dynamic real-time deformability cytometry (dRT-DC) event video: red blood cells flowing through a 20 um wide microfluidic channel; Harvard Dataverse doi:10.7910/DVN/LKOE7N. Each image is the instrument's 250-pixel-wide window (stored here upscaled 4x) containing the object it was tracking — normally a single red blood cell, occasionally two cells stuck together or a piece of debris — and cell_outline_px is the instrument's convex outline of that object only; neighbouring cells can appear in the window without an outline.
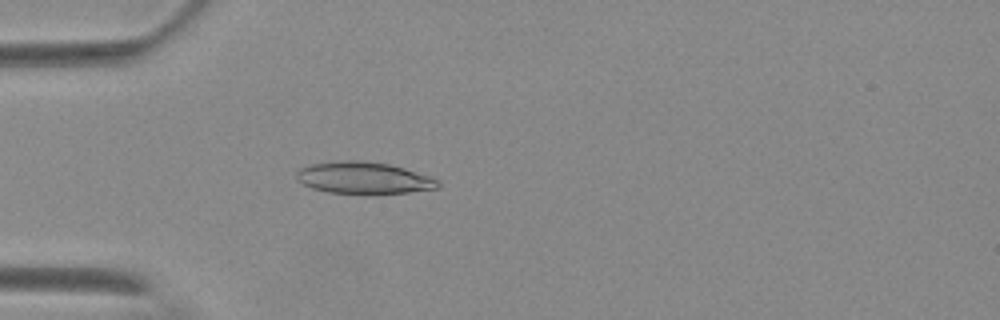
{"species": "Egyptian fruit bat (a non-hibernating species)", "species_latin": "Rousettus aegyptiacus", "temperature_condition": "warm", "stored_images_in_passage": 3, "camera_frame_rate_fps": 3000, "um_per_image_px": 0.085, "animal": {"sex": "female"}, "frame": {"image": 1, "passage_image": 3, "time_ms": 2.333, "image_size_px": [1000, 320], "cell_outline_px": [[440, 188], [408, 192], [328, 192], [312, 188], [304, 184], [296, 176], [296, 172], [300, 168], [312, 164], [352, 160], [356, 160], [388, 164], [404, 168], [432, 176], [440, 180]], "centroid_in_image_um": [30.98, 15.11], "position_along_channel_um": 54.0, "area_um2": 25.55}}